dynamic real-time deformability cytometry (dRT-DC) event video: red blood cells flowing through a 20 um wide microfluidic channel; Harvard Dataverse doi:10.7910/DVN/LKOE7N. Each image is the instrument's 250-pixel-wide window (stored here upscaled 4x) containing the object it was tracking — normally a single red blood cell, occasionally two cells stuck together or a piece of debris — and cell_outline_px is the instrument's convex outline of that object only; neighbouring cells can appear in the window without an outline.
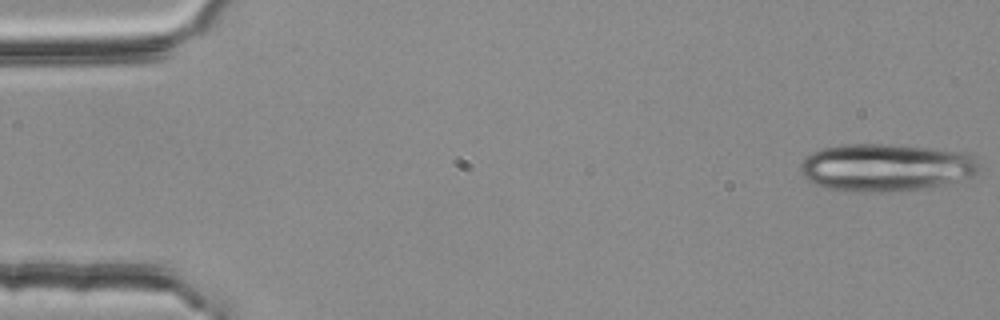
{"species": "common noctule bat (a hibernating species)", "species_latin": "Nyctalus noctula", "temperature_condition": "room temperature", "stored_images_in_passage": 21, "camera_frame_rate_fps": 3000, "um_per_image_px": 0.085, "animal": {"sex": "female", "body_mass_g": 25.1}, "frame": {"image": 1, "passage_image": 1, "time_ms": 0.0, "image_size_px": [1000, 320], "cell_outline_px": [[980, 172], [972, 176], [944, 184], [924, 188], [884, 192], [844, 192], [824, 188], [812, 184], [800, 172], [800, 164], [804, 156], [820, 148], [844, 144], [888, 144], [968, 152], [976, 156], [980, 160]], "centroid_in_image_um": [75.28, 14.23], "position_along_channel_um": 9.7, "area_um2": 50.46}}